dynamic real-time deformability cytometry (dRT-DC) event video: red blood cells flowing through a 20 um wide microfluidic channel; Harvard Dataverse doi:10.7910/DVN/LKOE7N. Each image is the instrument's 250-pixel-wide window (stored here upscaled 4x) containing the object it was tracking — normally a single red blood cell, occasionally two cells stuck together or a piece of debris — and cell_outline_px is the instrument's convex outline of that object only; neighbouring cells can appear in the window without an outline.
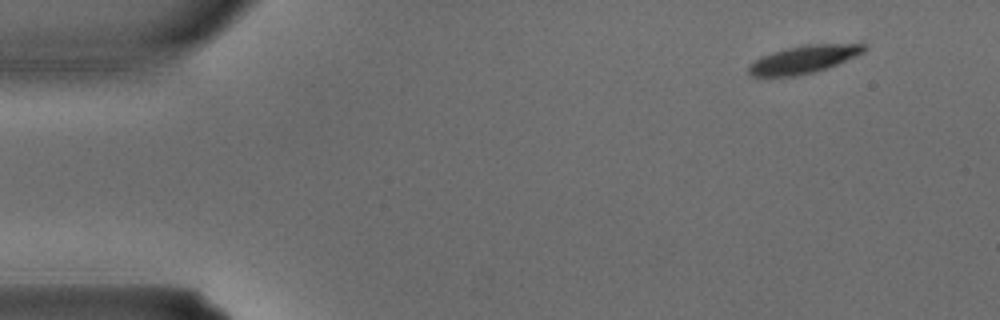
{"species": "common noctule bat (a hibernating species)", "species_latin": "Nyctalus noctula", "temperature_condition": "warm", "stored_images_in_passage": 3, "camera_frame_rate_fps": 3000, "um_per_image_px": 0.085, "animal": {"sex": "male", "body_mass_g": 15.6}, "frame": {"image": 1, "passage_image": 1, "time_ms": 0.0, "image_size_px": [1000, 320], "cell_outline_px": [[868, 48], [864, 52], [856, 56], [828, 68], [816, 72], [796, 76], [752, 76], [748, 72], [748, 64], [764, 56], [788, 48], [804, 44], [868, 44]], "centroid_in_image_um": [68.37, 5.05], "position_along_channel_um": 16.6, "area_um2": 18.55}}
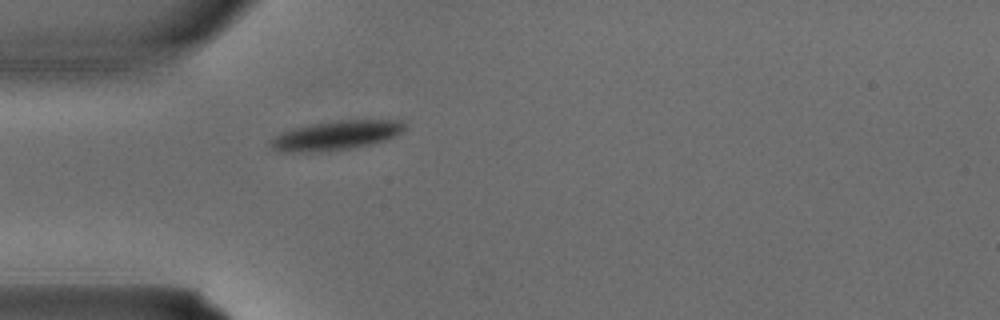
{"frame": {"image": 2, "passage_image": 3, "time_ms": 0.667, "image_size_px": [1000, 320], "cell_outline_px": [[408, 124], [396, 136], [384, 140], [352, 148], [328, 152], [280, 152], [272, 148], [272, 140], [276, 136], [284, 132], [296, 128], [312, 124], [332, 120], [408, 120]], "centroid_in_image_um": [28.63, 11.51], "position_along_channel_um": 56.4, "area_um2": 22.83}}